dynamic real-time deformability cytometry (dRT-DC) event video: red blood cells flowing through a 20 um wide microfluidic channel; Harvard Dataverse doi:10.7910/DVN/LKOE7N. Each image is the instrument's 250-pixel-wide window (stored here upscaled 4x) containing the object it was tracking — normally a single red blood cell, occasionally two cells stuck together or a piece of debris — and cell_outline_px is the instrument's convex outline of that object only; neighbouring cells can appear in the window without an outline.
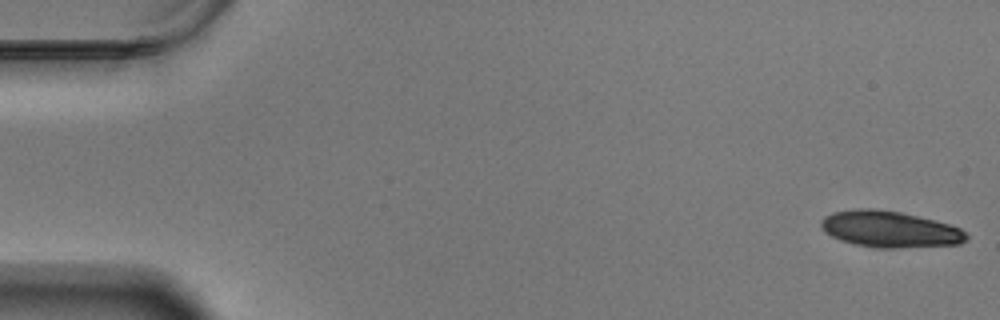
{"species": "Egyptian fruit bat (a non-hibernating species)", "species_latin": "Rousettus aegyptiacus", "temperature_condition": "warm", "stored_images_in_passage": 43, "camera_frame_rate_fps": 3000, "um_per_image_px": 0.085, "animal": {"sex": "male"}, "frame": {"image": 1, "passage_image": 1, "time_ms": 0.0, "image_size_px": [1000, 320], "cell_outline_px": [[968, 240], [960, 244], [896, 248], [876, 248], [856, 244], [840, 240], [824, 232], [820, 228], [820, 220], [824, 216], [832, 212], [860, 208], [872, 208], [900, 212], [948, 224], [960, 228], [968, 236]], "centroid_in_image_um": [75.59, 19.49], "position_along_channel_um": 9.4, "area_um2": 30.75}}
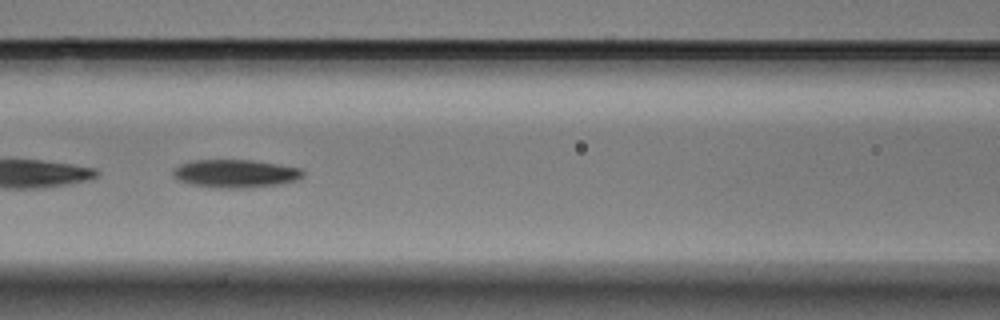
{"frame": {"image": 2, "passage_image": 26, "time_ms": 8.333, "image_size_px": [1000, 320], "cell_outline_px": [[304, 176], [296, 180], [280, 184], [252, 188], [212, 188], [188, 184], [176, 180], [172, 176], [172, 168], [180, 164], [192, 160], [252, 160], [280, 164], [300, 168], [304, 172]], "centroid_in_image_um": [19.96, 14.76], "position_along_channel_um": 146.6, "area_um2": 21.79}}
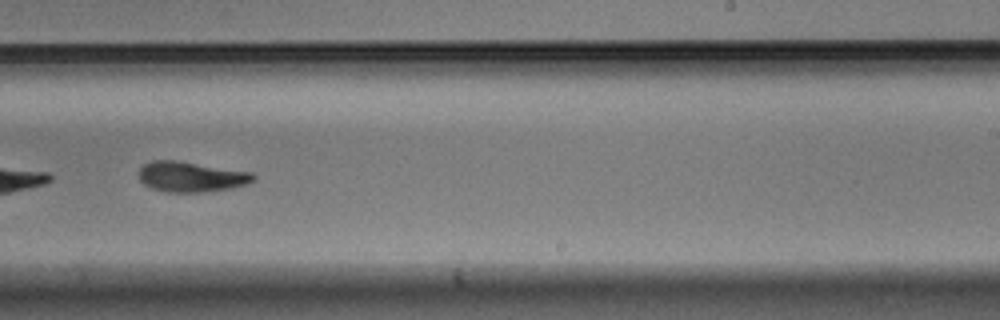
{"frame": {"image": 3, "passage_image": 37, "time_ms": 12.0, "image_size_px": [1000, 320], "cell_outline_px": [[256, 180], [248, 184], [232, 188], [204, 192], [168, 192], [152, 188], [144, 184], [140, 180], [140, 168], [144, 164], [152, 160], [176, 160], [252, 172], [256, 176]], "centroid_in_image_um": [16.29, 15.02], "position_along_channel_um": 272.7, "area_um2": 20.29}}